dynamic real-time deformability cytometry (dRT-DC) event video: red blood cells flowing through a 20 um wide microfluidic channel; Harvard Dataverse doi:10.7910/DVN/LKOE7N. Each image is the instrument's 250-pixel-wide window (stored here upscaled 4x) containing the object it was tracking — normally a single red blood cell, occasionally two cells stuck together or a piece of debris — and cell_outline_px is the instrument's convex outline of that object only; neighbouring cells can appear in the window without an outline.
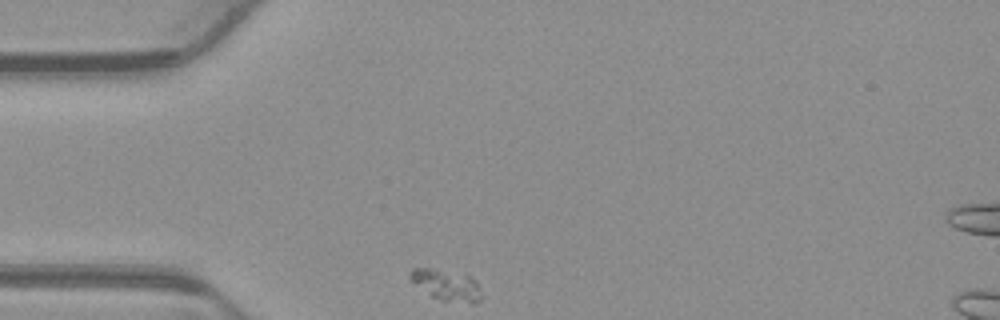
{"species": "common noctule bat (a hibernating species)", "species_latin": "Nyctalus noctula", "temperature_condition": "warm", "stored_images_in_passage": 31, "camera_frame_rate_fps": 3000, "um_per_image_px": 0.085, "animal": {"sex": "male", "body_mass_g": 23.1, "forearm_length_mm": 52.7}, "frame": {"image": 1, "passage_image": 1, "time_ms": 0.0, "image_size_px": [1000, 320], "cell_outline_px": [[480, 300], [476, 304], [472, 304], [444, 300], [432, 296], [412, 280], [408, 276], [412, 268], [428, 268], [468, 276], [476, 280], [480, 296]], "centroid_in_image_um": [37.97, 24.24], "position_along_channel_um": 47.0, "area_um2": 12.25}}
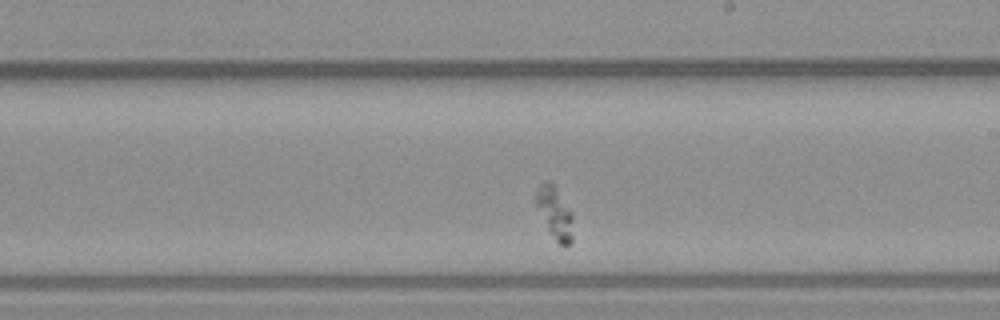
{"frame": {"image": 2, "passage_image": 19, "time_ms": 6.0, "image_size_px": [1000, 320], "cell_outline_px": [[572, 240], [568, 244], [560, 244], [548, 232], [536, 204], [536, 188], [544, 180], [548, 180], [556, 184], [572, 212]], "centroid_in_image_um": [47.15, 18.01], "position_along_channel_um": 241.8, "area_um2": 11.39}}
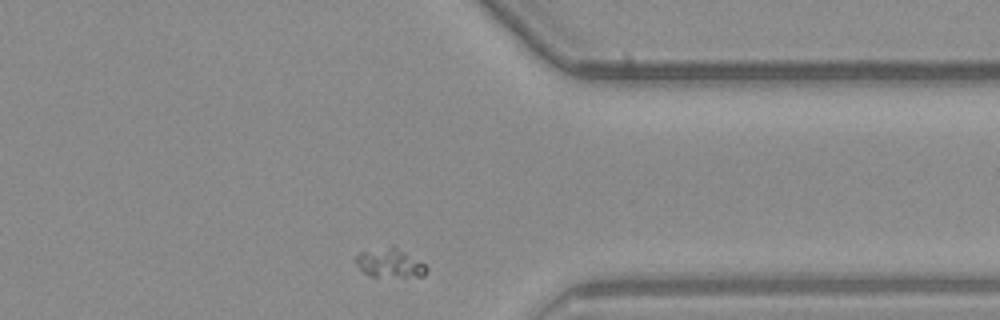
{"frame": {"image": 3, "passage_image": 31, "time_ms": 10.0, "image_size_px": [1000, 320], "cell_outline_px": [[428, 268], [424, 276], [372, 276], [364, 272], [356, 264], [356, 256], [360, 252], [392, 244], [424, 264]], "centroid_in_image_um": [33.12, 22.33], "position_along_channel_um": 378.3, "area_um2": 11.79}}